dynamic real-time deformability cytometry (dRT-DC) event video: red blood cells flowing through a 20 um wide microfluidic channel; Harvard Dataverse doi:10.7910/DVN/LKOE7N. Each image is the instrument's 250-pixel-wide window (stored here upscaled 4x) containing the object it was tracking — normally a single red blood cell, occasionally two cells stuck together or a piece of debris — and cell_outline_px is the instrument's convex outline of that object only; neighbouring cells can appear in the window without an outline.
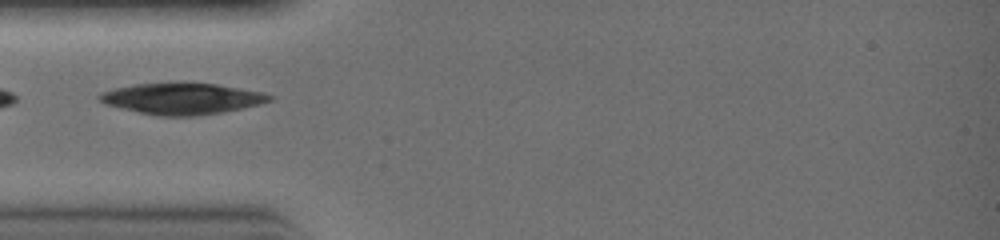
{"species": "common noctule bat (a hibernating species)", "species_latin": "Nyctalus noctula", "temperature_condition": "warm", "stored_images_in_passage": 16, "camera_frame_rate_fps": 3000, "um_per_image_px": 0.085, "animal": {"sex": "female", "body_mass_g": 19.0, "forearm_length_mm": 51.5}, "frame": {"image": 1, "passage_image": 1, "time_ms": 0.0, "image_size_px": [1000, 240], "cell_outline_px": [[272, 100], [260, 104], [220, 112], [196, 116], [160, 116], [140, 112], [104, 104], [96, 96], [100, 92], [116, 88], [136, 84], [168, 80], [216, 84], [260, 92], [272, 96]], "centroid_in_image_um": [15.4, 8.35], "position_along_channel_um": 69.6, "area_um2": 31.27}}
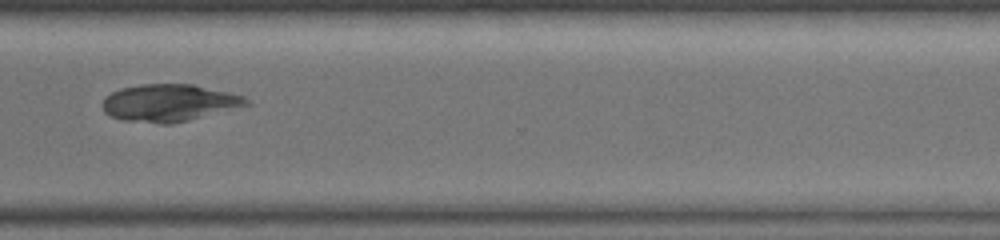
{"frame": {"image": 2, "passage_image": 10, "time_ms": 3.0, "image_size_px": [1000, 240], "cell_outline_px": [[252, 104], [172, 124], [160, 124], [124, 120], [112, 116], [104, 112], [100, 104], [104, 96], [120, 88], [140, 84], [192, 84], [228, 92], [244, 96], [252, 100]], "centroid_in_image_um": [14.36, 8.74], "position_along_channel_um": 356.2, "area_um2": 31.39}}